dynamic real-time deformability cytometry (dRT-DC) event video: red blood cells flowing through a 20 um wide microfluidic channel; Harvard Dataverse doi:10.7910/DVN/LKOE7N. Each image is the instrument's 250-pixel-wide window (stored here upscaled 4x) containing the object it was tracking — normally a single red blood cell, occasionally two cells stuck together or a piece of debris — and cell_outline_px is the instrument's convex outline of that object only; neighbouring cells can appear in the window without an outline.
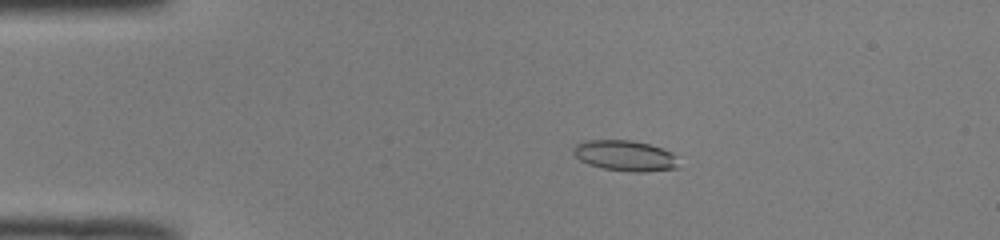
{"species": "common noctule bat (a hibernating species)", "species_latin": "Nyctalus noctula", "temperature_condition": "room temperature", "stored_images_in_passage": 51, "camera_frame_rate_fps": 3000, "um_per_image_px": 0.085, "animal": {"sex": "male", "body_mass_g": 19.0, "forearm_length_mm": 50.8}, "frame": {"image": 1, "passage_image": 11, "time_ms": 3.333, "image_size_px": [1000, 240], "cell_outline_px": [[680, 168], [644, 172], [636, 172], [604, 168], [588, 164], [580, 160], [572, 152], [572, 148], [576, 144], [584, 140], [632, 140], [648, 144], [672, 152], [676, 156]], "centroid_in_image_um": [53.14, 13.23], "position_along_channel_um": 31.9, "area_um2": 18.84}}
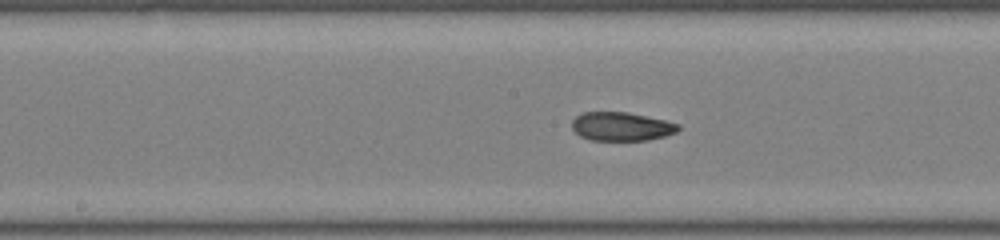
{"frame": {"image": 2, "passage_image": 27, "time_ms": 8.667, "image_size_px": [1000, 240], "cell_outline_px": [[680, 128], [676, 132], [664, 136], [648, 140], [588, 140], [580, 136], [572, 128], [572, 120], [576, 116], [584, 112], [628, 112], [664, 120], [680, 124]], "centroid_in_image_um": [52.81, 10.75], "position_along_channel_um": 195.4, "area_um2": 17.74}}
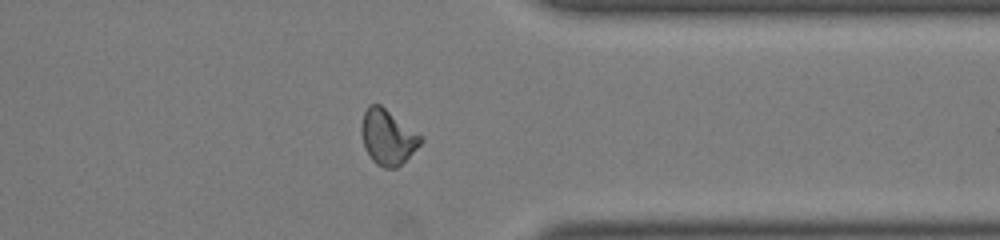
{"frame": {"image": 3, "passage_image": 41, "time_ms": 13.333, "image_size_px": [1000, 240], "cell_outline_px": [[424, 140], [396, 168], [384, 168], [376, 164], [372, 160], [364, 148], [360, 132], [360, 124], [364, 112], [368, 104], [380, 104], [424, 136]], "centroid_in_image_um": [32.93, 11.63], "position_along_channel_um": 378.5, "area_um2": 19.25}, "authors_computed_cell_mechanics": {"area_um2": 18.6694, "velocity_mm_per_s": 4.0351, "shape_relaxation_time_tau1_ms": null, "shape_relaxation_time_tau2_ms": 2.1989, "deformation_change_tau1": null, "deformation_change_tau2": 0.0719}}